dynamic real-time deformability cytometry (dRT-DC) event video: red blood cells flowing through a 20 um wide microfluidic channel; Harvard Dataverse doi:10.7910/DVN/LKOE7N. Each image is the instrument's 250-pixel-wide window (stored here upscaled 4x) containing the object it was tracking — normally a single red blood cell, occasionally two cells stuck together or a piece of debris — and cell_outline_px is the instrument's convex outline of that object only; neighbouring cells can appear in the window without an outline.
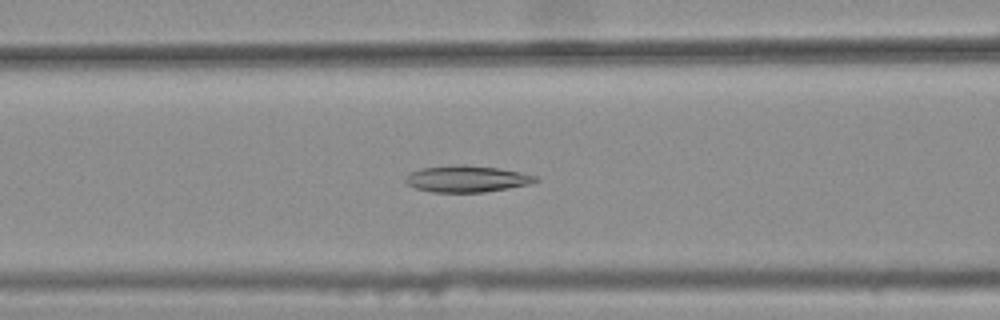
{"species": "common noctule bat (a hibernating species)", "species_latin": "Nyctalus noctula", "temperature_condition": "warm", "stored_images_in_passage": 33, "camera_frame_rate_fps": 3000, "um_per_image_px": 0.085, "animal": {"sex": "female", "body_mass_g": 25.1}, "frame": {"image": 1, "passage_image": 9, "time_ms": 2.667, "image_size_px": [1000, 320], "cell_outline_px": [[540, 180], [528, 184], [508, 188], [484, 192], [432, 192], [416, 188], [408, 184], [404, 180], [412, 172], [424, 168], [464, 164], [500, 168], [520, 172], [536, 176]], "centroid_in_image_um": [39.72, 15.2], "position_along_channel_um": 126.9, "area_um2": 19.83}}
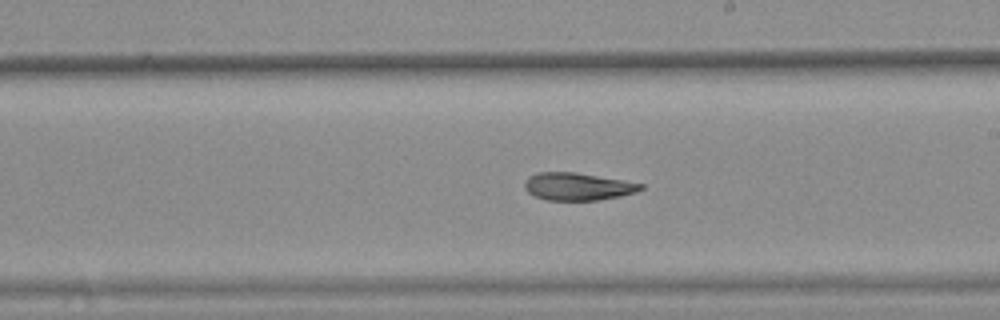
{"frame": {"image": 2, "passage_image": 18, "time_ms": 5.667, "image_size_px": [1000, 320], "cell_outline_px": [[644, 188], [636, 192], [620, 196], [600, 200], [548, 200], [536, 196], [528, 192], [524, 188], [524, 184], [528, 176], [536, 172], [576, 172], [624, 180], [644, 184]], "centroid_in_image_um": [49.11, 15.84], "position_along_channel_um": 239.9, "area_um2": 18.73}}
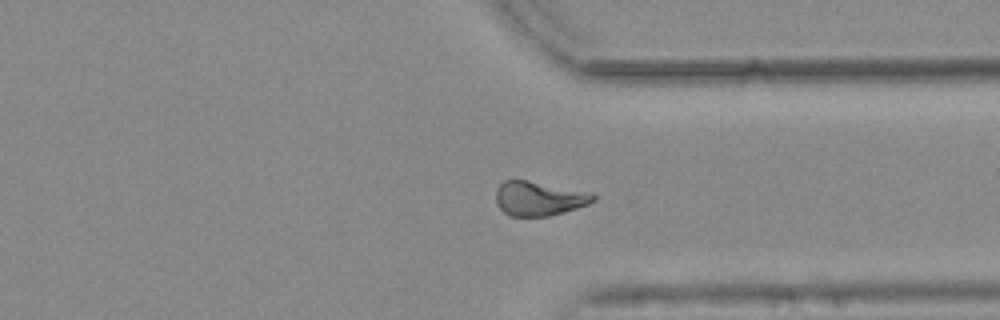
{"frame": {"image": 3, "passage_image": 28, "time_ms": 9.0, "image_size_px": [1000, 320], "cell_outline_px": [[596, 200], [588, 204], [564, 212], [548, 216], [512, 216], [504, 212], [496, 204], [496, 188], [504, 180], [528, 180], [596, 196]], "centroid_in_image_um": [45.71, 16.89], "position_along_channel_um": 365.7, "area_um2": 18.84}}